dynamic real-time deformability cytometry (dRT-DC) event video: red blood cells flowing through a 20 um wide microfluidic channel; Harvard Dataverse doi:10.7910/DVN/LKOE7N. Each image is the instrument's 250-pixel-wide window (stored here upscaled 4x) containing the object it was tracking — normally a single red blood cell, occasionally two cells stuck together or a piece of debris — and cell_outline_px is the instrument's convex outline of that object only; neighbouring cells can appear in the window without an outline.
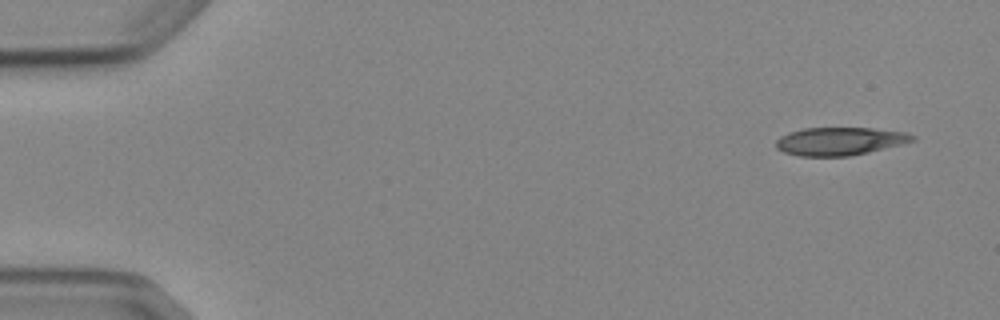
{"species": "Egyptian fruit bat (a non-hibernating species)", "species_latin": "Rousettus aegyptiacus", "temperature_condition": "cold", "stored_images_in_passage": 4, "camera_frame_rate_fps": 3000, "um_per_image_px": 0.085, "animal": {"sex": "female"}, "frame": {"image": 1, "passage_image": 1, "time_ms": 0.0, "image_size_px": [1000, 320], "cell_outline_px": [[916, 140], [868, 152], [848, 156], [800, 156], [784, 152], [776, 148], [776, 140], [780, 136], [788, 132], [804, 128], [872, 128], [904, 132], [916, 136]], "centroid_in_image_um": [71.35, 12.0], "position_along_channel_um": 13.7, "area_um2": 22.14}}